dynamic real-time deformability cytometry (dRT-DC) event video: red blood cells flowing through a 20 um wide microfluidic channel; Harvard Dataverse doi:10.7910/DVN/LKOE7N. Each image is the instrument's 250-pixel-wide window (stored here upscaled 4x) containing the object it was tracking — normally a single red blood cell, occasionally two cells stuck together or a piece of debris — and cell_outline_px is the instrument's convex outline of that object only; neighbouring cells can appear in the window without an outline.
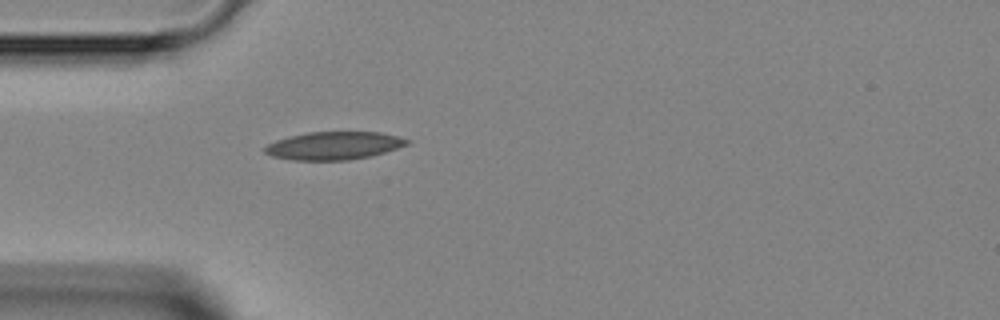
{"species": "Egyptian fruit bat (a non-hibernating species)", "species_latin": "Rousettus aegyptiacus", "temperature_condition": "room temperature", "stored_images_in_passage": 1, "camera_frame_rate_fps": 3000, "um_per_image_px": 0.085, "animal": {"sex": "female"}, "frame": {"image": 1, "passage_image": 1, "time_ms": 0.0, "image_size_px": [1000, 320], "cell_outline_px": [[408, 144], [372, 156], [348, 160], [292, 160], [272, 156], [264, 152], [264, 148], [268, 144], [276, 140], [288, 136], [308, 132], [380, 132], [396, 136], [408, 140]], "centroid_in_image_um": [28.34, 12.38], "position_along_channel_um": 56.7, "area_um2": 23.0}}